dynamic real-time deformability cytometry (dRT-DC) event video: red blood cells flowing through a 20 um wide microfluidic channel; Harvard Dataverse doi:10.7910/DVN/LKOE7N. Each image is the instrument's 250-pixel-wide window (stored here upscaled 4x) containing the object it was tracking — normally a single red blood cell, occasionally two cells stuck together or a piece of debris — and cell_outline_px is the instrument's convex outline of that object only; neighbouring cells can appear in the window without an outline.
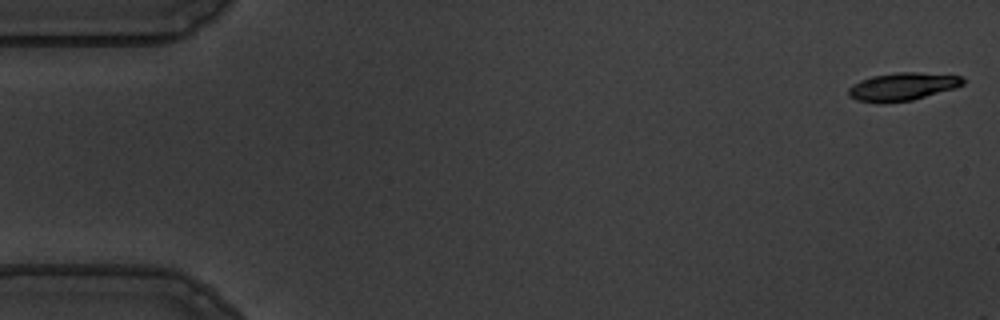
{"species": "common noctule bat (a hibernating species)", "species_latin": "Nyctalus noctula", "temperature_condition": "warm", "stored_images_in_passage": 5, "camera_frame_rate_fps": 3000, "um_per_image_px": 0.085, "animal": {"sex": "male", "body_mass_g": 19.5, "forearm_length_mm": 54.6}, "frame": {"image": 1, "passage_image": 1, "time_ms": 0.0, "image_size_px": [1000, 320], "cell_outline_px": [[964, 84], [956, 88], [912, 100], [880, 104], [856, 100], [848, 96], [848, 88], [852, 84], [860, 80], [872, 76], [896, 72], [920, 72], [960, 76], [964, 80]], "centroid_in_image_um": [76.67, 7.37], "position_along_channel_um": 8.3, "area_um2": 18.84}}